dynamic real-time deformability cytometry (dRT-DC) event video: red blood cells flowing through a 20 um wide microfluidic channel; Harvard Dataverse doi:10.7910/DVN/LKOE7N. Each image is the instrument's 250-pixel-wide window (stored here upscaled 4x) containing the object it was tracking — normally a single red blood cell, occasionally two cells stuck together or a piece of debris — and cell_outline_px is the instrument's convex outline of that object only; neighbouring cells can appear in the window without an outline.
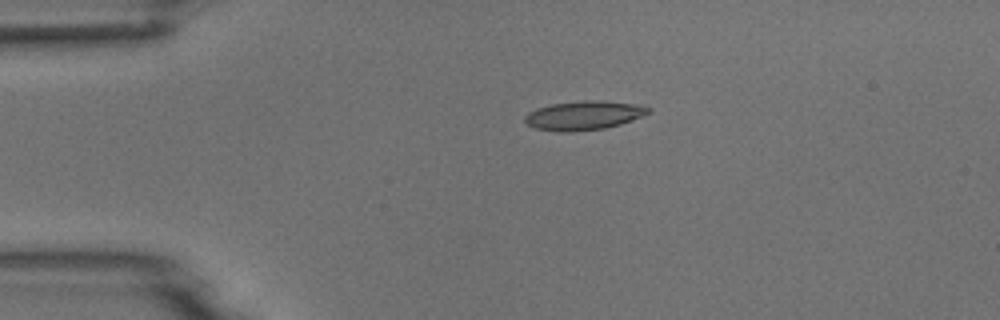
{"species": "common noctule bat (a hibernating species)", "species_latin": "Nyctalus noctula", "temperature_condition": "room temperature", "stored_images_in_passage": 2, "camera_frame_rate_fps": 3000, "um_per_image_px": 0.085, "animal": {"sex": "male", "body_mass_g": 18.8}, "frame": {"image": 1, "passage_image": 1, "time_ms": 0.0, "image_size_px": [1000, 320], "cell_outline_px": [[652, 112], [620, 124], [604, 128], [572, 132], [560, 132], [536, 128], [528, 124], [524, 120], [524, 116], [528, 112], [536, 108], [552, 104], [584, 100], [596, 100], [636, 104], [652, 108]], "centroid_in_image_um": [49.62, 9.81], "position_along_channel_um": 35.4, "area_um2": 20.81}}